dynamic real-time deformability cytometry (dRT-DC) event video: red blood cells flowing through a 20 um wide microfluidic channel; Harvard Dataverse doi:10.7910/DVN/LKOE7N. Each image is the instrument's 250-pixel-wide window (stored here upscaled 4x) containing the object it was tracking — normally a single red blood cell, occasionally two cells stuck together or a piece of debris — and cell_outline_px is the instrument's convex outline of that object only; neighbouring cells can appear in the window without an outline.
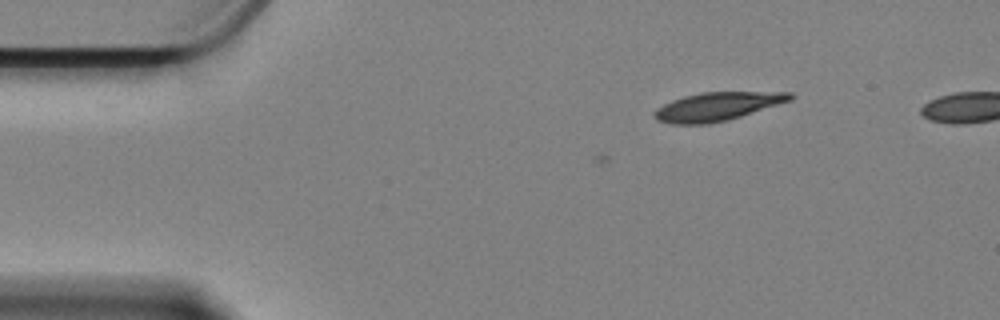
{"species": "Egyptian fruit bat (a non-hibernating species)", "species_latin": "Rousettus aegyptiacus", "temperature_condition": "cold", "stored_images_in_passage": 4, "camera_frame_rate_fps": 3000, "um_per_image_px": 0.085, "animal": {"sex": "female"}, "frame": {"image": 1, "passage_image": 1, "time_ms": 0.0, "image_size_px": [1000, 320], "cell_outline_px": [[796, 96], [792, 100], [728, 120], [708, 124], [672, 124], [656, 120], [652, 116], [652, 112], [656, 108], [672, 100], [684, 96], [700, 92], [792, 92]], "centroid_in_image_um": [60.95, 9.05], "position_along_channel_um": 24.1, "area_um2": 22.66}}